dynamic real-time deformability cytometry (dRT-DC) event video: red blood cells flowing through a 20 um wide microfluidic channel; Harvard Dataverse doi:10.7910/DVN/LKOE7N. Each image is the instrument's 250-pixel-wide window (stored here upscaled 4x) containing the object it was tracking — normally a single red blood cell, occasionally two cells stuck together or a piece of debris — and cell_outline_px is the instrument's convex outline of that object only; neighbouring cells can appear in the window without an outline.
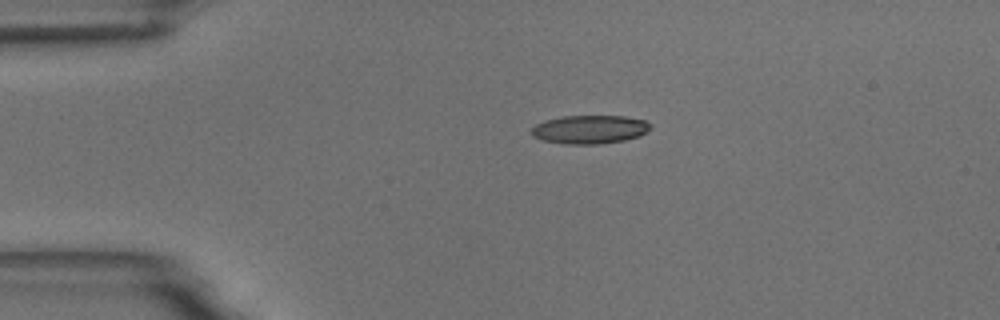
{"species": "common noctule bat (a hibernating species)", "species_latin": "Nyctalus noctula", "temperature_condition": "room temperature", "stored_images_in_passage": 45, "camera_frame_rate_fps": 3000, "um_per_image_px": 0.085, "animal": {"sex": "male", "body_mass_g": 18.8}, "frame": {"image": 1, "passage_image": 1, "time_ms": 0.0, "image_size_px": [1000, 320], "cell_outline_px": [[652, 128], [640, 136], [624, 140], [600, 144], [564, 144], [544, 140], [532, 136], [532, 128], [536, 124], [544, 120], [564, 116], [624, 116], [644, 120], [652, 124]], "centroid_in_image_um": [50.15, 11.0], "position_along_channel_um": 34.8, "area_um2": 19.83}}
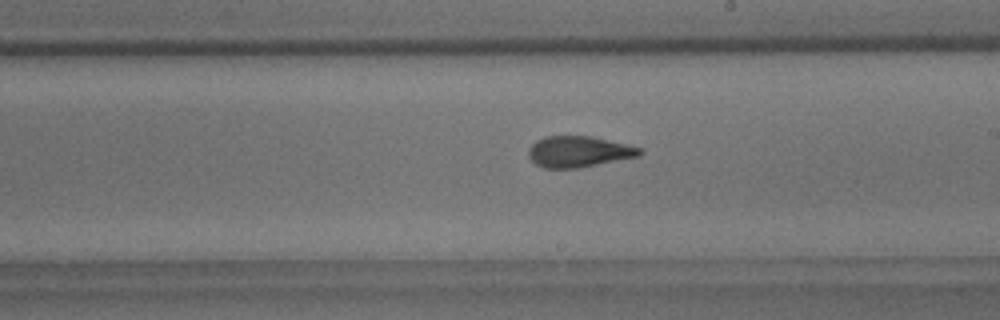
{"frame": {"image": 2, "passage_image": 21, "time_ms": 6.667, "image_size_px": [1000, 320], "cell_outline_px": [[644, 152], [640, 156], [580, 168], [544, 168], [536, 164], [528, 156], [528, 148], [536, 140], [544, 136], [592, 136], [640, 148]], "centroid_in_image_um": [49.17, 12.89], "position_along_channel_um": 239.8, "area_um2": 20.17}}
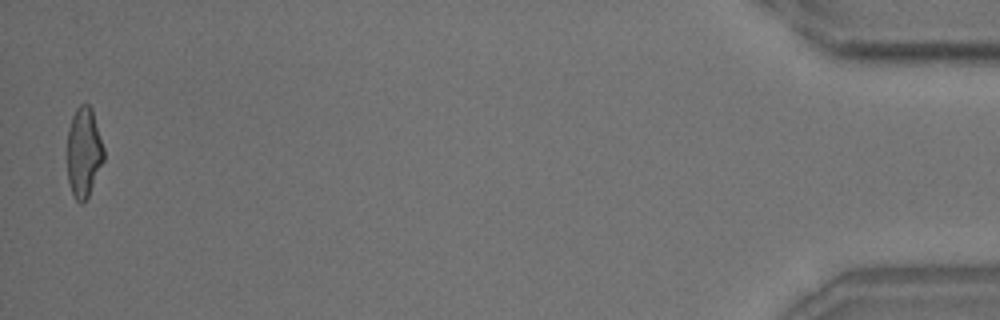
{"frame": {"image": 3, "passage_image": 44, "time_ms": 14.333, "image_size_px": [1000, 320], "cell_outline_px": [[104, 160], [88, 196], [84, 204], [80, 204], [76, 200], [72, 192], [68, 180], [68, 128], [72, 116], [76, 108], [80, 104], [88, 104], [92, 108], [104, 148]], "centroid_in_image_um": [7.13, 12.94], "position_along_channel_um": 428.1, "area_um2": 19.13}, "authors_computed_cell_mechanics": {"area_um2": 20.1144, "velocity_mm_per_s": 3.6492, "shape_relaxation_time_tau1_ms": 7.7732, "shape_relaxation_time_tau2_ms": 1.6692, "deformation_change_tau1": 0.201, "deformation_change_tau2": 0.0958}}